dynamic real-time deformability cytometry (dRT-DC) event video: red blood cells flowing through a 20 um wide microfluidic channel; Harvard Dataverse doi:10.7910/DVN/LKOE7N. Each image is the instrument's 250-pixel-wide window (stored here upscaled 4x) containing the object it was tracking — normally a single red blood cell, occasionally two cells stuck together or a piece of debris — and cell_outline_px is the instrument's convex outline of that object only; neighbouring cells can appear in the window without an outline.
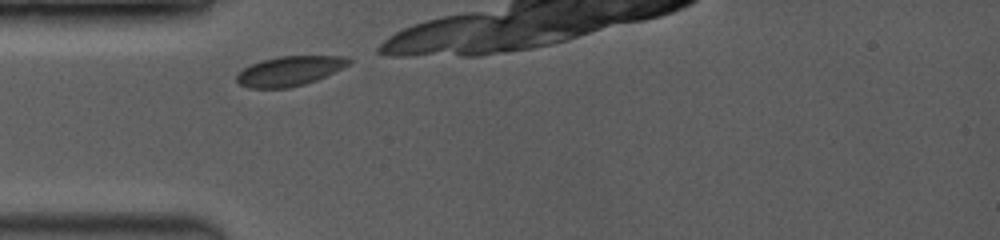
{"species": "common noctule bat (a hibernating species)", "species_latin": "Nyctalus noctula", "temperature_condition": "room temperature", "stored_images_in_passage": 3, "camera_frame_rate_fps": 3500, "um_per_image_px": 0.085, "animal": {"sex": "female", "body_mass_g": 19.0, "forearm_length_mm": 53.3}, "frame": {"image": 1, "passage_image": 1, "time_ms": 0.0, "image_size_px": [1000, 240], "cell_outline_px": [[352, 60], [348, 64], [316, 80], [304, 84], [288, 88], [248, 88], [240, 84], [236, 80], [236, 76], [244, 68], [252, 64], [276, 56], [348, 56]], "centroid_in_image_um": [24.59, 6.03], "position_along_channel_um": 60.4, "area_um2": 19.07}}
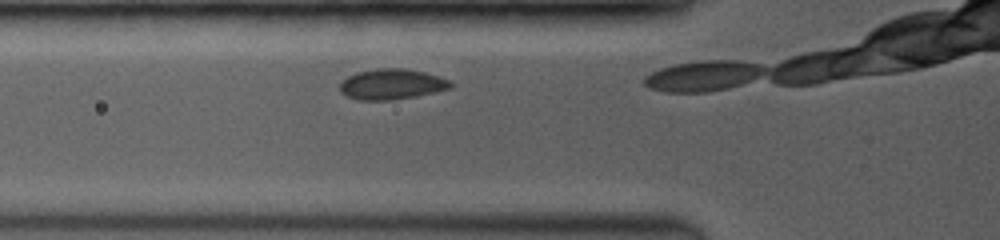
{"frame": {"image": 2, "passage_image": 2, "time_ms": 0.857, "image_size_px": [1000, 240], "cell_outline_px": [[452, 88], [392, 100], [360, 100], [348, 96], [340, 92], [340, 80], [356, 72], [376, 68], [404, 68], [424, 72], [448, 80], [452, 84]], "centroid_in_image_um": [33.23, 7.14], "position_along_channel_um": 92.6, "area_um2": 19.48}}